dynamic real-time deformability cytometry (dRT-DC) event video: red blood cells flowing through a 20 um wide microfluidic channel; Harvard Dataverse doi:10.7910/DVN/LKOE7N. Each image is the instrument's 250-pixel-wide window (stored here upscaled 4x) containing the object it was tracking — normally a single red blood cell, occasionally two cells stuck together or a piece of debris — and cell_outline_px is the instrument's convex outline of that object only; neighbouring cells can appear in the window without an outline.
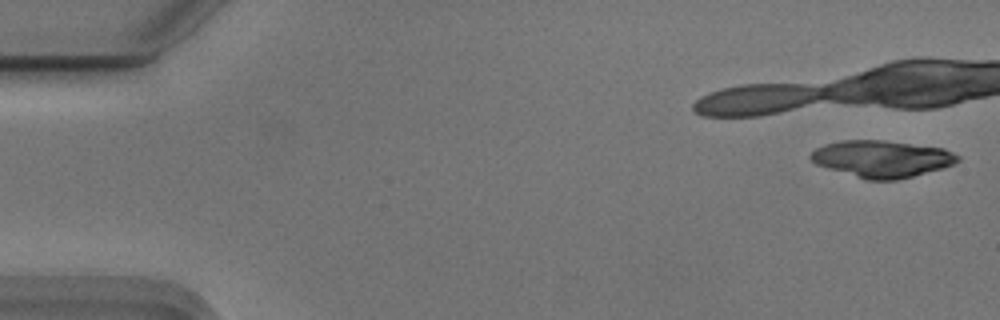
{"species": "Egyptian fruit bat (a non-hibernating species)", "species_latin": "Rousettus aegyptiacus", "temperature_condition": "cold", "stored_images_in_passage": 14, "camera_frame_rate_fps": 3000, "um_per_image_px": 0.085, "animal": {"sex": "male"}, "frame": {"image": 1, "passage_image": 1, "time_ms": 0.0, "image_size_px": [1000, 320], "cell_outline_px": [[960, 160], [944, 168], [896, 180], [868, 180], [828, 168], [816, 164], [808, 156], [816, 148], [824, 144], [840, 140], [880, 140], [944, 148], [960, 156]], "centroid_in_image_um": [74.96, 13.49], "position_along_channel_um": 10.0, "area_um2": 31.39}}
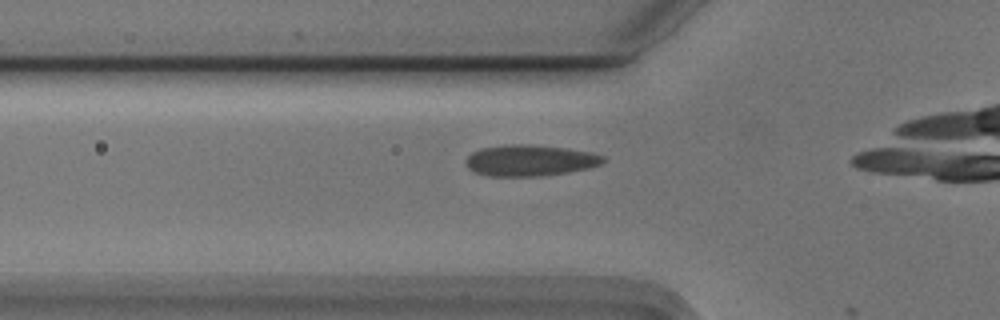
{"frame": {"image": 2, "passage_image": 13, "time_ms": 4.0, "image_size_px": [1000, 320], "cell_outline_px": [[604, 160], [600, 164], [588, 168], [568, 172], [544, 176], [488, 176], [476, 172], [468, 168], [464, 160], [472, 152], [480, 148], [504, 144], [528, 144], [564, 148], [592, 152], [604, 156]], "centroid_in_image_um": [45.01, 13.63], "position_along_channel_um": 80.8, "area_um2": 25.03}}